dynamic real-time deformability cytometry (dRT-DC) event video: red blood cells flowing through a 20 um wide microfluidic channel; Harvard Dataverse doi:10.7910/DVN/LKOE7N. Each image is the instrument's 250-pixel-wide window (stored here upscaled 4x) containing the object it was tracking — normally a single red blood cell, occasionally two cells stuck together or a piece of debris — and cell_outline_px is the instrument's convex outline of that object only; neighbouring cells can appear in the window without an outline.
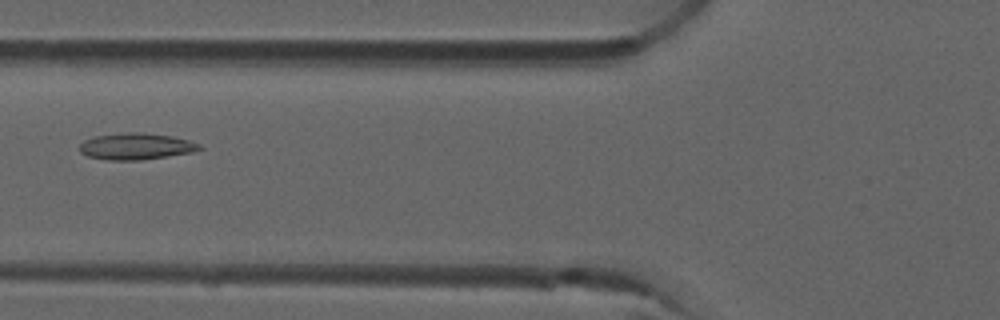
{"species": "common noctule bat (a hibernating species)", "species_latin": "Nyctalus noctula", "temperature_condition": "room temperature", "stored_images_in_passage": 2, "camera_frame_rate_fps": 3000, "um_per_image_px": 0.085, "animal": {"sex": "male", "forearm_length_mm": 52.5}, "frame": {"image": 1, "passage_image": 2, "time_ms": 0.333, "image_size_px": [1000, 320], "cell_outline_px": [[204, 148], [192, 152], [168, 156], [140, 160], [108, 160], [88, 156], [80, 152], [80, 144], [84, 140], [92, 136], [128, 132], [140, 132], [172, 136], [188, 140], [200, 144]], "centroid_in_image_um": [11.56, 12.43], "position_along_channel_um": 114.2, "area_um2": 18.55}}